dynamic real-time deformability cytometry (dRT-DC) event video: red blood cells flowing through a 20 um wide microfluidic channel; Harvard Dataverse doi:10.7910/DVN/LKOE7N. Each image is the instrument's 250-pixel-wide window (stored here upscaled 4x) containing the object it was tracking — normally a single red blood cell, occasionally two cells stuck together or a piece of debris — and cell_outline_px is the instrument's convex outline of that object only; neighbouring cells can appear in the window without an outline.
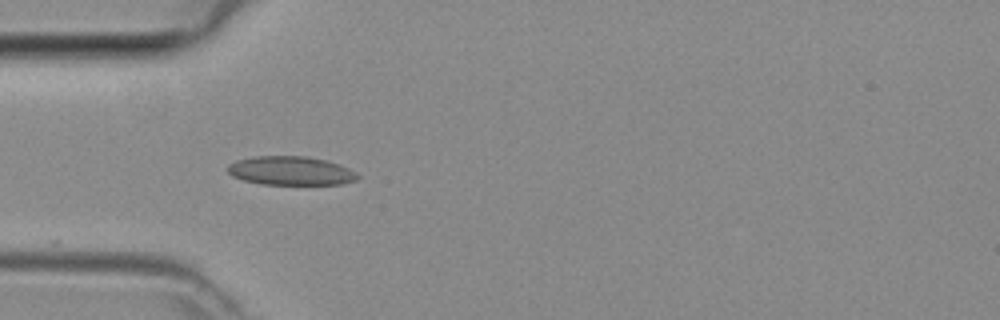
{"species": "common noctule bat (a hibernating species)", "species_latin": "Nyctalus noctula", "temperature_condition": "room temperature", "stored_images_in_passage": 7, "camera_frame_rate_fps": 3000, "um_per_image_px": 0.085, "animal": {"sex": "female", "body_mass_g": 29.2, "forearm_length_mm": 56.3}, "frame": {"image": 1, "passage_image": 1, "time_ms": 0.0, "image_size_px": [1000, 320], "cell_outline_px": [[360, 176], [356, 180], [340, 184], [260, 184], [244, 180], [232, 176], [228, 172], [228, 164], [236, 160], [252, 156], [304, 156], [324, 160], [348, 168], [356, 172]], "centroid_in_image_um": [24.68, 14.51], "position_along_channel_um": 60.3, "area_um2": 21.68}}